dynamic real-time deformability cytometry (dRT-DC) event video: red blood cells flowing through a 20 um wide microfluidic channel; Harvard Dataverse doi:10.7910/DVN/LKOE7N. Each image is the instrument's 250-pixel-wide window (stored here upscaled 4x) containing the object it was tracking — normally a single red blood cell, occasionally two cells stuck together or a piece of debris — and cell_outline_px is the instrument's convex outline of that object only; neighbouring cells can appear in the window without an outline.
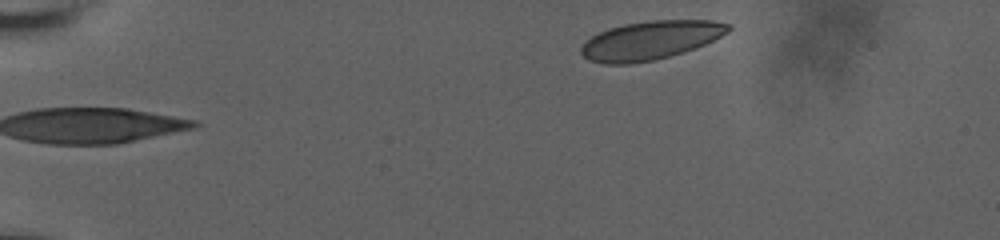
{"species": "human", "species_latin": "Homo sapiens", "temperature_condition": "room temperature", "stored_images_in_passage": 9, "segment_of_instrument_passage": [2, 2], "camera_frame_rate_fps": 3000, "um_per_image_px": 0.085, "donor": {"sex": "male"}, "frame": {"image": 1, "passage_image": 9, "time_ms": 2.667, "image_size_px": [1000, 240], "cell_outline_px": [[732, 28], [728, 32], [696, 48], [684, 52], [652, 60], [632, 64], [604, 64], [588, 60], [580, 52], [580, 48], [592, 36], [608, 28], [624, 24], [648, 20], [712, 20], [732, 24]], "centroid_in_image_um": [55.3, 3.42], "position_along_channel_um": 29.7, "area_um2": 33.12}}